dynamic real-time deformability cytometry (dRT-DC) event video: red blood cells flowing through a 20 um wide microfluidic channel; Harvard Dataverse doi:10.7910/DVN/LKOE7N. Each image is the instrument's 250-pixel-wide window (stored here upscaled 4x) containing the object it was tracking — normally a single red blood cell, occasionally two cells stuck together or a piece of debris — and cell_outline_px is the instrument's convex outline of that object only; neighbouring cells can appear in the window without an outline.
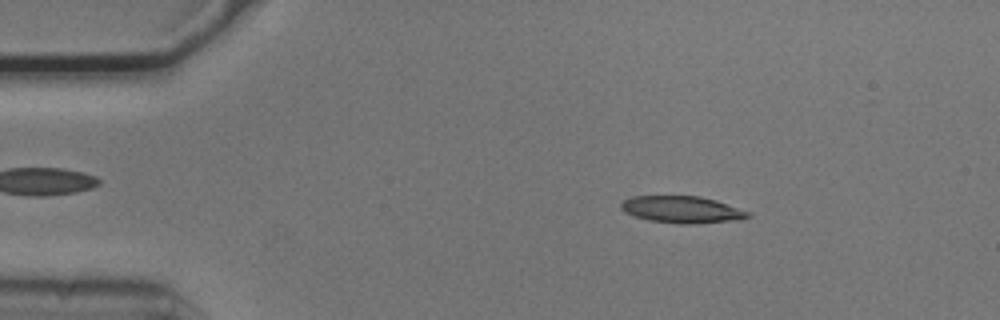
{"species": "common noctule bat (a hibernating species)", "species_latin": "Nyctalus noctula", "temperature_condition": "cold", "stored_images_in_passage": 53, "camera_frame_rate_fps": 3000, "um_per_image_px": 0.085, "animal": {"sex": "male", "body_mass_g": 20.5, "forearm_length_mm": 52.5}, "frame": {"image": 1, "passage_image": 8, "time_ms": 2.333, "image_size_px": [1000, 320], "cell_outline_px": [[752, 216], [740, 220], [696, 224], [680, 224], [648, 220], [624, 212], [620, 208], [620, 204], [624, 200], [632, 196], [700, 196], [716, 200], [748, 212]], "centroid_in_image_um": [57.97, 17.82], "position_along_channel_um": 27.0, "area_um2": 19.94}}
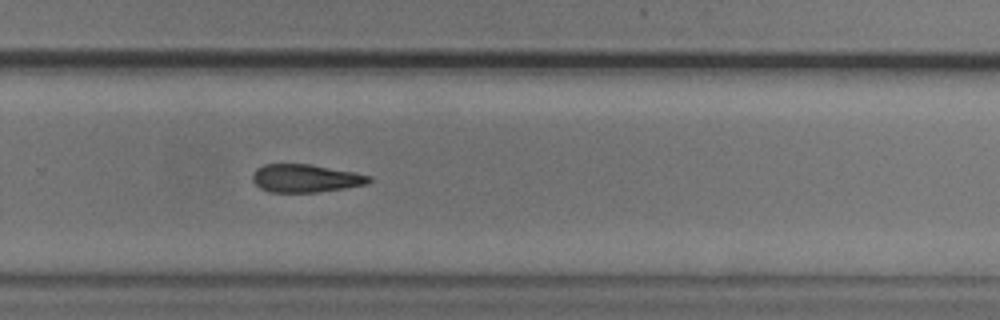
{"frame": {"image": 2, "passage_image": 35, "time_ms": 11.333, "image_size_px": [1000, 320], "cell_outline_px": [[372, 180], [368, 184], [344, 188], [316, 192], [268, 192], [260, 188], [252, 180], [252, 172], [256, 168], [264, 164], [312, 164], [356, 172], [372, 176]], "centroid_in_image_um": [25.98, 15.14], "position_along_channel_um": 303.8, "area_um2": 19.25}}
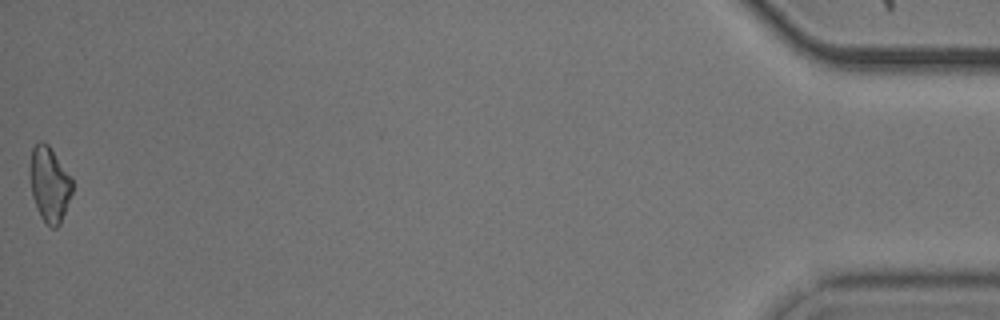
{"frame": {"image": 3, "passage_image": 53, "time_ms": 17.333, "image_size_px": [1000, 320], "cell_outline_px": [[72, 192], [60, 224], [56, 228], [52, 228], [40, 216], [32, 196], [28, 172], [32, 148], [40, 140], [48, 144], [72, 176]], "centroid_in_image_um": [4.19, 15.63], "position_along_channel_um": 431.0, "area_um2": 18.73}, "authors_computed_cell_mechanics": {"area_um2": 19.7676, "velocity_mm_per_s": 3.7425, "shape_relaxation_time_tau1_ms": 4.0099, "shape_relaxation_time_tau2_ms": null, "deformation_change_tau1": 0.121, "deformation_change_tau2": null}}